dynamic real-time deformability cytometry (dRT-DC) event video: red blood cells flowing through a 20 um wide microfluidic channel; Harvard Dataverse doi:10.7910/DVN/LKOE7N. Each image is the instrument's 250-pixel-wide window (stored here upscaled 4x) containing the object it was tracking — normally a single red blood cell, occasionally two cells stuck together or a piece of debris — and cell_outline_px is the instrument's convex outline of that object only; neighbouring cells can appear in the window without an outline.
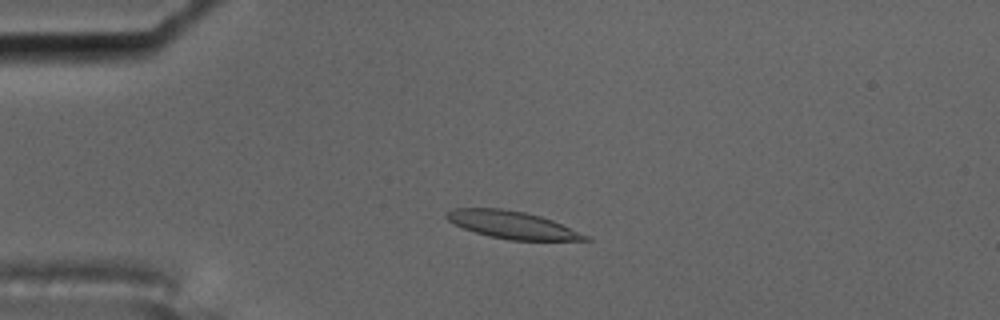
{"species": "common noctule bat (a hibernating species)", "species_latin": "Nyctalus noctula", "temperature_condition": "cold", "stored_images_in_passage": 3, "camera_frame_rate_fps": 3000, "um_per_image_px": 0.085, "animal": {"sex": "male", "body_mass_g": 17.5, "forearm_length_mm": 52.3}, "frame": {"image": 1, "passage_image": 2, "time_ms": 0.333, "image_size_px": [1000, 320], "cell_outline_px": [[592, 240], [508, 240], [488, 236], [464, 228], [448, 220], [444, 216], [452, 208], [500, 208], [524, 212], [540, 216], [552, 220], [588, 236]], "centroid_in_image_um": [43.51, 19.11], "position_along_channel_um": 41.5, "area_um2": 21.85}}